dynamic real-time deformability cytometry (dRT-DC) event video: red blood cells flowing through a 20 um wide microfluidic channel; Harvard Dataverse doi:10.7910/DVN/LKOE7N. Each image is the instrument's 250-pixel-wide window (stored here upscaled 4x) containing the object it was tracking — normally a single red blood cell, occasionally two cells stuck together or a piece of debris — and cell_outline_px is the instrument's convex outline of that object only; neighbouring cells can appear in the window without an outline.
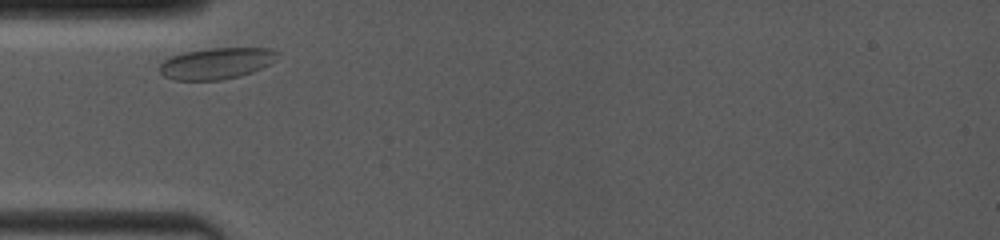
{"species": "common noctule bat (a hibernating species)", "species_latin": "Nyctalus noctula", "temperature_condition": "room temperature", "stored_images_in_passage": 2, "camera_frame_rate_fps": 4000, "um_per_image_px": 0.085, "animal": {"sex": "female", "body_mass_g": 19.0, "forearm_length_mm": 53.3}, "frame": {"image": 1, "passage_image": 1, "time_ms": 0.0, "image_size_px": [1000, 240], "cell_outline_px": [[280, 52], [276, 60], [252, 72], [240, 76], [220, 80], [176, 80], [164, 76], [156, 68], [164, 60], [172, 56], [184, 52], [208, 48], [272, 48]], "centroid_in_image_um": [18.39, 5.38], "position_along_channel_um": 66.6, "area_um2": 21.62}}